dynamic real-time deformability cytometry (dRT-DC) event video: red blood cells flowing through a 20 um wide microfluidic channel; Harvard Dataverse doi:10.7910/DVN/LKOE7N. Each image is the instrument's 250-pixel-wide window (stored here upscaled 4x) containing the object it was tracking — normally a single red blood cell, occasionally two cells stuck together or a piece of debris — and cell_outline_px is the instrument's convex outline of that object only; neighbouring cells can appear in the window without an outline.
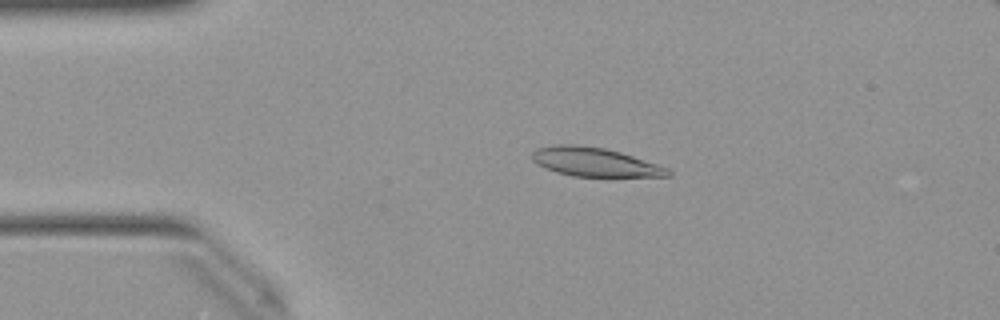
{"species": "Egyptian fruit bat (a non-hibernating species)", "species_latin": "Rousettus aegyptiacus", "temperature_condition": "warm", "stored_images_in_passage": 50, "camera_frame_rate_fps": 3000, "um_per_image_px": 0.085, "animal": {"sex": "female"}, "frame": {"image": 1, "passage_image": 10, "time_ms": 3.0, "image_size_px": [1000, 320], "cell_outline_px": [[672, 176], [572, 176], [556, 172], [544, 168], [536, 164], [532, 160], [532, 152], [536, 148], [552, 144], [572, 144], [604, 148], [620, 152], [668, 168], [672, 172]], "centroid_in_image_um": [50.48, 13.77], "position_along_channel_um": 34.5, "area_um2": 22.77}}
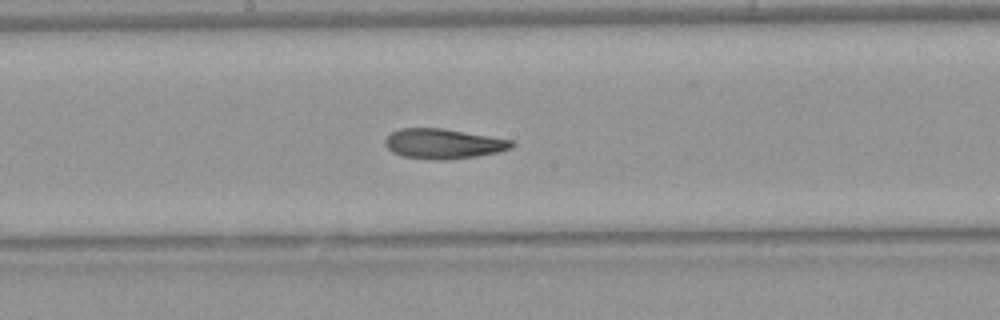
{"frame": {"image": 2, "passage_image": 26, "time_ms": 8.333, "image_size_px": [1000, 320], "cell_outline_px": [[516, 144], [512, 148], [500, 152], [476, 156], [448, 160], [436, 160], [404, 156], [392, 152], [384, 144], [384, 140], [392, 132], [400, 128], [440, 128], [516, 140]], "centroid_in_image_um": [37.74, 12.22], "position_along_channel_um": 210.5, "area_um2": 22.25}}
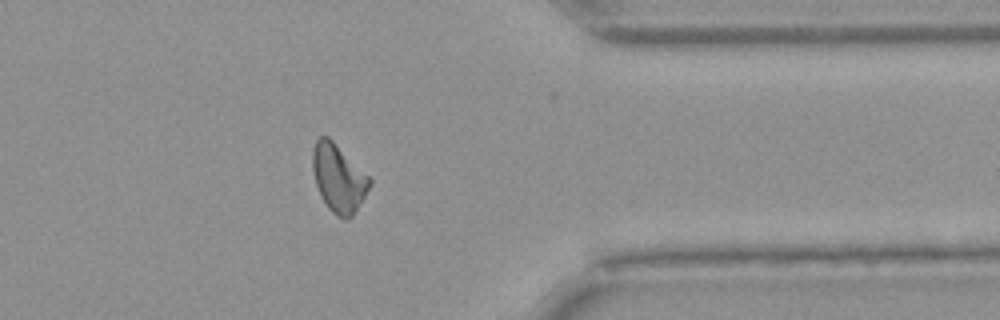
{"frame": {"image": 3, "passage_image": 40, "time_ms": 13.0, "image_size_px": [1000, 320], "cell_outline_px": [[372, 184], [352, 216], [344, 220], [336, 216], [328, 208], [320, 196], [316, 184], [312, 168], [312, 148], [316, 140], [320, 136], [328, 136], [372, 180]], "centroid_in_image_um": [28.75, 15.16], "position_along_channel_um": 382.7, "area_um2": 22.37}, "authors_computed_cell_mechanics": {"area_um2": 22.5709, "velocity_mm_per_s": 4.006, "shape_relaxation_time_tau1_ms": null, "shape_relaxation_time_tau2_ms": 3.8666, "deformation_change_tau1": null, "deformation_change_tau2": 0.1188}}